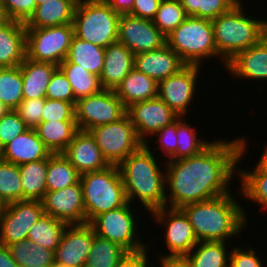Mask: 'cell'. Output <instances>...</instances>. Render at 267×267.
<instances>
[{
    "mask_svg": "<svg viewBox=\"0 0 267 267\" xmlns=\"http://www.w3.org/2000/svg\"><path fill=\"white\" fill-rule=\"evenodd\" d=\"M239 1L227 13L212 20L214 42L222 64L263 39V20L245 15ZM251 17V18H250Z\"/></svg>",
    "mask_w": 267,
    "mask_h": 267,
    "instance_id": "cell-4",
    "label": "cell"
},
{
    "mask_svg": "<svg viewBox=\"0 0 267 267\" xmlns=\"http://www.w3.org/2000/svg\"><path fill=\"white\" fill-rule=\"evenodd\" d=\"M28 127L15 110H9L0 118V150Z\"/></svg>",
    "mask_w": 267,
    "mask_h": 267,
    "instance_id": "cell-45",
    "label": "cell"
},
{
    "mask_svg": "<svg viewBox=\"0 0 267 267\" xmlns=\"http://www.w3.org/2000/svg\"><path fill=\"white\" fill-rule=\"evenodd\" d=\"M118 42L136 55L162 48L166 45V37L153 20L124 14L119 18Z\"/></svg>",
    "mask_w": 267,
    "mask_h": 267,
    "instance_id": "cell-15",
    "label": "cell"
},
{
    "mask_svg": "<svg viewBox=\"0 0 267 267\" xmlns=\"http://www.w3.org/2000/svg\"><path fill=\"white\" fill-rule=\"evenodd\" d=\"M51 154L35 129L31 128L14 137L0 150V158L15 165L43 160Z\"/></svg>",
    "mask_w": 267,
    "mask_h": 267,
    "instance_id": "cell-21",
    "label": "cell"
},
{
    "mask_svg": "<svg viewBox=\"0 0 267 267\" xmlns=\"http://www.w3.org/2000/svg\"><path fill=\"white\" fill-rule=\"evenodd\" d=\"M226 247L225 241H200L180 262L184 267H229Z\"/></svg>",
    "mask_w": 267,
    "mask_h": 267,
    "instance_id": "cell-28",
    "label": "cell"
},
{
    "mask_svg": "<svg viewBox=\"0 0 267 267\" xmlns=\"http://www.w3.org/2000/svg\"><path fill=\"white\" fill-rule=\"evenodd\" d=\"M114 91L127 109L134 103L157 97L158 82L133 68Z\"/></svg>",
    "mask_w": 267,
    "mask_h": 267,
    "instance_id": "cell-27",
    "label": "cell"
},
{
    "mask_svg": "<svg viewBox=\"0 0 267 267\" xmlns=\"http://www.w3.org/2000/svg\"><path fill=\"white\" fill-rule=\"evenodd\" d=\"M162 0H134L132 16L153 20Z\"/></svg>",
    "mask_w": 267,
    "mask_h": 267,
    "instance_id": "cell-50",
    "label": "cell"
},
{
    "mask_svg": "<svg viewBox=\"0 0 267 267\" xmlns=\"http://www.w3.org/2000/svg\"><path fill=\"white\" fill-rule=\"evenodd\" d=\"M74 37L73 23L44 28H26V58L59 66Z\"/></svg>",
    "mask_w": 267,
    "mask_h": 267,
    "instance_id": "cell-9",
    "label": "cell"
},
{
    "mask_svg": "<svg viewBox=\"0 0 267 267\" xmlns=\"http://www.w3.org/2000/svg\"><path fill=\"white\" fill-rule=\"evenodd\" d=\"M51 121H76L75 106L72 103L63 100L45 98L42 122Z\"/></svg>",
    "mask_w": 267,
    "mask_h": 267,
    "instance_id": "cell-44",
    "label": "cell"
},
{
    "mask_svg": "<svg viewBox=\"0 0 267 267\" xmlns=\"http://www.w3.org/2000/svg\"><path fill=\"white\" fill-rule=\"evenodd\" d=\"M187 17L188 15L179 0H162L153 23L166 37Z\"/></svg>",
    "mask_w": 267,
    "mask_h": 267,
    "instance_id": "cell-41",
    "label": "cell"
},
{
    "mask_svg": "<svg viewBox=\"0 0 267 267\" xmlns=\"http://www.w3.org/2000/svg\"><path fill=\"white\" fill-rule=\"evenodd\" d=\"M257 166L261 170L267 172V144L265 145L264 150L262 152V155H261L259 161L257 162Z\"/></svg>",
    "mask_w": 267,
    "mask_h": 267,
    "instance_id": "cell-54",
    "label": "cell"
},
{
    "mask_svg": "<svg viewBox=\"0 0 267 267\" xmlns=\"http://www.w3.org/2000/svg\"><path fill=\"white\" fill-rule=\"evenodd\" d=\"M8 18L6 16L5 10L3 8L2 1L0 0V24L7 21Z\"/></svg>",
    "mask_w": 267,
    "mask_h": 267,
    "instance_id": "cell-56",
    "label": "cell"
},
{
    "mask_svg": "<svg viewBox=\"0 0 267 267\" xmlns=\"http://www.w3.org/2000/svg\"><path fill=\"white\" fill-rule=\"evenodd\" d=\"M240 169L238 167L237 176L241 178L242 188H239L238 192H241L244 199L252 200V203L258 202L264 209H267V172L257 165L251 171Z\"/></svg>",
    "mask_w": 267,
    "mask_h": 267,
    "instance_id": "cell-37",
    "label": "cell"
},
{
    "mask_svg": "<svg viewBox=\"0 0 267 267\" xmlns=\"http://www.w3.org/2000/svg\"><path fill=\"white\" fill-rule=\"evenodd\" d=\"M42 204L44 214L61 220L68 225L86 223L84 198L80 181L57 191H46Z\"/></svg>",
    "mask_w": 267,
    "mask_h": 267,
    "instance_id": "cell-17",
    "label": "cell"
},
{
    "mask_svg": "<svg viewBox=\"0 0 267 267\" xmlns=\"http://www.w3.org/2000/svg\"><path fill=\"white\" fill-rule=\"evenodd\" d=\"M9 20L25 23L36 9L35 0H1Z\"/></svg>",
    "mask_w": 267,
    "mask_h": 267,
    "instance_id": "cell-47",
    "label": "cell"
},
{
    "mask_svg": "<svg viewBox=\"0 0 267 267\" xmlns=\"http://www.w3.org/2000/svg\"><path fill=\"white\" fill-rule=\"evenodd\" d=\"M0 199L5 204L23 200V188L18 165L2 160L1 158Z\"/></svg>",
    "mask_w": 267,
    "mask_h": 267,
    "instance_id": "cell-40",
    "label": "cell"
},
{
    "mask_svg": "<svg viewBox=\"0 0 267 267\" xmlns=\"http://www.w3.org/2000/svg\"><path fill=\"white\" fill-rule=\"evenodd\" d=\"M138 138L145 144L147 138L160 129L175 122L179 117L158 96L146 101L132 104L127 108Z\"/></svg>",
    "mask_w": 267,
    "mask_h": 267,
    "instance_id": "cell-16",
    "label": "cell"
},
{
    "mask_svg": "<svg viewBox=\"0 0 267 267\" xmlns=\"http://www.w3.org/2000/svg\"><path fill=\"white\" fill-rule=\"evenodd\" d=\"M127 251L112 241L95 234L85 267H117Z\"/></svg>",
    "mask_w": 267,
    "mask_h": 267,
    "instance_id": "cell-36",
    "label": "cell"
},
{
    "mask_svg": "<svg viewBox=\"0 0 267 267\" xmlns=\"http://www.w3.org/2000/svg\"><path fill=\"white\" fill-rule=\"evenodd\" d=\"M180 209L188 217L198 242H227L232 236L241 234L249 220L243 206L231 192L206 201L189 203Z\"/></svg>",
    "mask_w": 267,
    "mask_h": 267,
    "instance_id": "cell-2",
    "label": "cell"
},
{
    "mask_svg": "<svg viewBox=\"0 0 267 267\" xmlns=\"http://www.w3.org/2000/svg\"><path fill=\"white\" fill-rule=\"evenodd\" d=\"M126 113L127 109L115 91L109 89L81 98L75 104V120L82 131L115 122Z\"/></svg>",
    "mask_w": 267,
    "mask_h": 267,
    "instance_id": "cell-11",
    "label": "cell"
},
{
    "mask_svg": "<svg viewBox=\"0 0 267 267\" xmlns=\"http://www.w3.org/2000/svg\"><path fill=\"white\" fill-rule=\"evenodd\" d=\"M134 68L157 82L179 73L187 64L167 44L134 55Z\"/></svg>",
    "mask_w": 267,
    "mask_h": 267,
    "instance_id": "cell-20",
    "label": "cell"
},
{
    "mask_svg": "<svg viewBox=\"0 0 267 267\" xmlns=\"http://www.w3.org/2000/svg\"><path fill=\"white\" fill-rule=\"evenodd\" d=\"M247 146L244 137L230 141L218 139L197 155L167 161L163 168L166 191H169L166 207L181 208L230 193L228 186L238 173L236 168Z\"/></svg>",
    "mask_w": 267,
    "mask_h": 267,
    "instance_id": "cell-1",
    "label": "cell"
},
{
    "mask_svg": "<svg viewBox=\"0 0 267 267\" xmlns=\"http://www.w3.org/2000/svg\"><path fill=\"white\" fill-rule=\"evenodd\" d=\"M200 65H187L179 73L158 82V97L162 99L178 117H186L188 107L194 100Z\"/></svg>",
    "mask_w": 267,
    "mask_h": 267,
    "instance_id": "cell-14",
    "label": "cell"
},
{
    "mask_svg": "<svg viewBox=\"0 0 267 267\" xmlns=\"http://www.w3.org/2000/svg\"><path fill=\"white\" fill-rule=\"evenodd\" d=\"M25 59V24L8 19L0 24V68L20 66Z\"/></svg>",
    "mask_w": 267,
    "mask_h": 267,
    "instance_id": "cell-23",
    "label": "cell"
},
{
    "mask_svg": "<svg viewBox=\"0 0 267 267\" xmlns=\"http://www.w3.org/2000/svg\"><path fill=\"white\" fill-rule=\"evenodd\" d=\"M51 267H67V266L62 265V264L54 263Z\"/></svg>",
    "mask_w": 267,
    "mask_h": 267,
    "instance_id": "cell-61",
    "label": "cell"
},
{
    "mask_svg": "<svg viewBox=\"0 0 267 267\" xmlns=\"http://www.w3.org/2000/svg\"><path fill=\"white\" fill-rule=\"evenodd\" d=\"M232 77L250 80H267V43L262 39L236 54L225 67Z\"/></svg>",
    "mask_w": 267,
    "mask_h": 267,
    "instance_id": "cell-22",
    "label": "cell"
},
{
    "mask_svg": "<svg viewBox=\"0 0 267 267\" xmlns=\"http://www.w3.org/2000/svg\"><path fill=\"white\" fill-rule=\"evenodd\" d=\"M153 153L146 142L118 165L128 202L138 198L149 214L166 207L165 172Z\"/></svg>",
    "mask_w": 267,
    "mask_h": 267,
    "instance_id": "cell-3",
    "label": "cell"
},
{
    "mask_svg": "<svg viewBox=\"0 0 267 267\" xmlns=\"http://www.w3.org/2000/svg\"><path fill=\"white\" fill-rule=\"evenodd\" d=\"M104 57L105 48L74 35L67 56L62 63L77 64L87 72L100 77L104 67Z\"/></svg>",
    "mask_w": 267,
    "mask_h": 267,
    "instance_id": "cell-29",
    "label": "cell"
},
{
    "mask_svg": "<svg viewBox=\"0 0 267 267\" xmlns=\"http://www.w3.org/2000/svg\"><path fill=\"white\" fill-rule=\"evenodd\" d=\"M46 98L52 100H63L72 103L74 106L76 104L71 84L59 68L55 70L50 78L49 85L46 90Z\"/></svg>",
    "mask_w": 267,
    "mask_h": 267,
    "instance_id": "cell-43",
    "label": "cell"
},
{
    "mask_svg": "<svg viewBox=\"0 0 267 267\" xmlns=\"http://www.w3.org/2000/svg\"><path fill=\"white\" fill-rule=\"evenodd\" d=\"M161 267H184L180 261H159Z\"/></svg>",
    "mask_w": 267,
    "mask_h": 267,
    "instance_id": "cell-55",
    "label": "cell"
},
{
    "mask_svg": "<svg viewBox=\"0 0 267 267\" xmlns=\"http://www.w3.org/2000/svg\"><path fill=\"white\" fill-rule=\"evenodd\" d=\"M185 117H179L176 120L177 149L176 160L187 158L201 153L212 142L206 141L200 137L197 138L196 128L186 122Z\"/></svg>",
    "mask_w": 267,
    "mask_h": 267,
    "instance_id": "cell-39",
    "label": "cell"
},
{
    "mask_svg": "<svg viewBox=\"0 0 267 267\" xmlns=\"http://www.w3.org/2000/svg\"><path fill=\"white\" fill-rule=\"evenodd\" d=\"M132 205L127 202L124 206L104 212L96 216L89 224L96 235L108 239L124 248L128 253L142 251L149 246L141 243L140 235L137 234L138 222L131 209ZM138 235V236H137Z\"/></svg>",
    "mask_w": 267,
    "mask_h": 267,
    "instance_id": "cell-8",
    "label": "cell"
},
{
    "mask_svg": "<svg viewBox=\"0 0 267 267\" xmlns=\"http://www.w3.org/2000/svg\"><path fill=\"white\" fill-rule=\"evenodd\" d=\"M86 223L96 216L124 206L128 200L118 165L81 174Z\"/></svg>",
    "mask_w": 267,
    "mask_h": 267,
    "instance_id": "cell-5",
    "label": "cell"
},
{
    "mask_svg": "<svg viewBox=\"0 0 267 267\" xmlns=\"http://www.w3.org/2000/svg\"><path fill=\"white\" fill-rule=\"evenodd\" d=\"M5 203L0 199V215L3 213Z\"/></svg>",
    "mask_w": 267,
    "mask_h": 267,
    "instance_id": "cell-59",
    "label": "cell"
},
{
    "mask_svg": "<svg viewBox=\"0 0 267 267\" xmlns=\"http://www.w3.org/2000/svg\"><path fill=\"white\" fill-rule=\"evenodd\" d=\"M263 40L267 43V20L263 22Z\"/></svg>",
    "mask_w": 267,
    "mask_h": 267,
    "instance_id": "cell-58",
    "label": "cell"
},
{
    "mask_svg": "<svg viewBox=\"0 0 267 267\" xmlns=\"http://www.w3.org/2000/svg\"><path fill=\"white\" fill-rule=\"evenodd\" d=\"M35 1H36V6H37V5L43 4L47 0H35Z\"/></svg>",
    "mask_w": 267,
    "mask_h": 267,
    "instance_id": "cell-60",
    "label": "cell"
},
{
    "mask_svg": "<svg viewBox=\"0 0 267 267\" xmlns=\"http://www.w3.org/2000/svg\"><path fill=\"white\" fill-rule=\"evenodd\" d=\"M157 136L158 140L157 150H162L163 155L167 156L166 161L176 160V149H177V136H176V121L172 124L165 126L154 134V137Z\"/></svg>",
    "mask_w": 267,
    "mask_h": 267,
    "instance_id": "cell-48",
    "label": "cell"
},
{
    "mask_svg": "<svg viewBox=\"0 0 267 267\" xmlns=\"http://www.w3.org/2000/svg\"><path fill=\"white\" fill-rule=\"evenodd\" d=\"M58 68L71 84L75 101L96 94L103 89L98 75L87 72L77 64L61 63Z\"/></svg>",
    "mask_w": 267,
    "mask_h": 267,
    "instance_id": "cell-35",
    "label": "cell"
},
{
    "mask_svg": "<svg viewBox=\"0 0 267 267\" xmlns=\"http://www.w3.org/2000/svg\"><path fill=\"white\" fill-rule=\"evenodd\" d=\"M80 176L81 174L62 153H52L48 157L47 191H57L74 185L80 181Z\"/></svg>",
    "mask_w": 267,
    "mask_h": 267,
    "instance_id": "cell-33",
    "label": "cell"
},
{
    "mask_svg": "<svg viewBox=\"0 0 267 267\" xmlns=\"http://www.w3.org/2000/svg\"><path fill=\"white\" fill-rule=\"evenodd\" d=\"M18 167L23 188V200L42 201L47 191L48 158L21 164Z\"/></svg>",
    "mask_w": 267,
    "mask_h": 267,
    "instance_id": "cell-31",
    "label": "cell"
},
{
    "mask_svg": "<svg viewBox=\"0 0 267 267\" xmlns=\"http://www.w3.org/2000/svg\"><path fill=\"white\" fill-rule=\"evenodd\" d=\"M0 267H19L12 258L8 247L0 243Z\"/></svg>",
    "mask_w": 267,
    "mask_h": 267,
    "instance_id": "cell-53",
    "label": "cell"
},
{
    "mask_svg": "<svg viewBox=\"0 0 267 267\" xmlns=\"http://www.w3.org/2000/svg\"><path fill=\"white\" fill-rule=\"evenodd\" d=\"M44 214L42 201L20 200L5 204L0 215V243L27 239L30 228Z\"/></svg>",
    "mask_w": 267,
    "mask_h": 267,
    "instance_id": "cell-13",
    "label": "cell"
},
{
    "mask_svg": "<svg viewBox=\"0 0 267 267\" xmlns=\"http://www.w3.org/2000/svg\"><path fill=\"white\" fill-rule=\"evenodd\" d=\"M148 249L146 248L139 252L127 253V255L120 261L117 267H153L149 263ZM155 267V266H154Z\"/></svg>",
    "mask_w": 267,
    "mask_h": 267,
    "instance_id": "cell-51",
    "label": "cell"
},
{
    "mask_svg": "<svg viewBox=\"0 0 267 267\" xmlns=\"http://www.w3.org/2000/svg\"><path fill=\"white\" fill-rule=\"evenodd\" d=\"M94 239L89 223L67 225L54 252L55 263L67 267H85Z\"/></svg>",
    "mask_w": 267,
    "mask_h": 267,
    "instance_id": "cell-18",
    "label": "cell"
},
{
    "mask_svg": "<svg viewBox=\"0 0 267 267\" xmlns=\"http://www.w3.org/2000/svg\"><path fill=\"white\" fill-rule=\"evenodd\" d=\"M89 132L110 165H119L144 144L127 113L119 120L92 128Z\"/></svg>",
    "mask_w": 267,
    "mask_h": 267,
    "instance_id": "cell-10",
    "label": "cell"
},
{
    "mask_svg": "<svg viewBox=\"0 0 267 267\" xmlns=\"http://www.w3.org/2000/svg\"><path fill=\"white\" fill-rule=\"evenodd\" d=\"M35 131L51 153H62L79 131L76 121L41 122Z\"/></svg>",
    "mask_w": 267,
    "mask_h": 267,
    "instance_id": "cell-30",
    "label": "cell"
},
{
    "mask_svg": "<svg viewBox=\"0 0 267 267\" xmlns=\"http://www.w3.org/2000/svg\"><path fill=\"white\" fill-rule=\"evenodd\" d=\"M62 154L80 174L110 166L89 131L79 130Z\"/></svg>",
    "mask_w": 267,
    "mask_h": 267,
    "instance_id": "cell-19",
    "label": "cell"
},
{
    "mask_svg": "<svg viewBox=\"0 0 267 267\" xmlns=\"http://www.w3.org/2000/svg\"><path fill=\"white\" fill-rule=\"evenodd\" d=\"M19 267H51L55 263L54 251L24 239L7 246Z\"/></svg>",
    "mask_w": 267,
    "mask_h": 267,
    "instance_id": "cell-32",
    "label": "cell"
},
{
    "mask_svg": "<svg viewBox=\"0 0 267 267\" xmlns=\"http://www.w3.org/2000/svg\"><path fill=\"white\" fill-rule=\"evenodd\" d=\"M254 249L250 246L248 250L238 246L232 247L229 255V267H264Z\"/></svg>",
    "mask_w": 267,
    "mask_h": 267,
    "instance_id": "cell-49",
    "label": "cell"
},
{
    "mask_svg": "<svg viewBox=\"0 0 267 267\" xmlns=\"http://www.w3.org/2000/svg\"><path fill=\"white\" fill-rule=\"evenodd\" d=\"M134 54L118 41L105 48L104 67L100 75L103 89L115 90L134 68Z\"/></svg>",
    "mask_w": 267,
    "mask_h": 267,
    "instance_id": "cell-24",
    "label": "cell"
},
{
    "mask_svg": "<svg viewBox=\"0 0 267 267\" xmlns=\"http://www.w3.org/2000/svg\"><path fill=\"white\" fill-rule=\"evenodd\" d=\"M79 0H47L37 5L33 14L24 23L26 28H44L73 23Z\"/></svg>",
    "mask_w": 267,
    "mask_h": 267,
    "instance_id": "cell-25",
    "label": "cell"
},
{
    "mask_svg": "<svg viewBox=\"0 0 267 267\" xmlns=\"http://www.w3.org/2000/svg\"><path fill=\"white\" fill-rule=\"evenodd\" d=\"M157 223L165 225L166 245L169 254L160 261H180L198 243L188 217L180 208L163 207L150 213ZM165 221V222H164Z\"/></svg>",
    "mask_w": 267,
    "mask_h": 267,
    "instance_id": "cell-12",
    "label": "cell"
},
{
    "mask_svg": "<svg viewBox=\"0 0 267 267\" xmlns=\"http://www.w3.org/2000/svg\"><path fill=\"white\" fill-rule=\"evenodd\" d=\"M0 101L9 110H15L23 101L20 66L0 68Z\"/></svg>",
    "mask_w": 267,
    "mask_h": 267,
    "instance_id": "cell-38",
    "label": "cell"
},
{
    "mask_svg": "<svg viewBox=\"0 0 267 267\" xmlns=\"http://www.w3.org/2000/svg\"><path fill=\"white\" fill-rule=\"evenodd\" d=\"M188 16L214 20L227 13L240 0H179Z\"/></svg>",
    "mask_w": 267,
    "mask_h": 267,
    "instance_id": "cell-42",
    "label": "cell"
},
{
    "mask_svg": "<svg viewBox=\"0 0 267 267\" xmlns=\"http://www.w3.org/2000/svg\"><path fill=\"white\" fill-rule=\"evenodd\" d=\"M45 98L23 100L15 111L28 128L35 129L42 122Z\"/></svg>",
    "mask_w": 267,
    "mask_h": 267,
    "instance_id": "cell-46",
    "label": "cell"
},
{
    "mask_svg": "<svg viewBox=\"0 0 267 267\" xmlns=\"http://www.w3.org/2000/svg\"><path fill=\"white\" fill-rule=\"evenodd\" d=\"M111 8L119 15L129 14L132 11L134 0H106Z\"/></svg>",
    "mask_w": 267,
    "mask_h": 267,
    "instance_id": "cell-52",
    "label": "cell"
},
{
    "mask_svg": "<svg viewBox=\"0 0 267 267\" xmlns=\"http://www.w3.org/2000/svg\"><path fill=\"white\" fill-rule=\"evenodd\" d=\"M8 111L9 109L0 101V118Z\"/></svg>",
    "mask_w": 267,
    "mask_h": 267,
    "instance_id": "cell-57",
    "label": "cell"
},
{
    "mask_svg": "<svg viewBox=\"0 0 267 267\" xmlns=\"http://www.w3.org/2000/svg\"><path fill=\"white\" fill-rule=\"evenodd\" d=\"M166 44L187 65H200L205 58L219 57L214 42L212 21L188 16L166 36Z\"/></svg>",
    "mask_w": 267,
    "mask_h": 267,
    "instance_id": "cell-7",
    "label": "cell"
},
{
    "mask_svg": "<svg viewBox=\"0 0 267 267\" xmlns=\"http://www.w3.org/2000/svg\"><path fill=\"white\" fill-rule=\"evenodd\" d=\"M58 68L50 62H37L26 58L20 65L23 81V100L46 98L50 78Z\"/></svg>",
    "mask_w": 267,
    "mask_h": 267,
    "instance_id": "cell-26",
    "label": "cell"
},
{
    "mask_svg": "<svg viewBox=\"0 0 267 267\" xmlns=\"http://www.w3.org/2000/svg\"><path fill=\"white\" fill-rule=\"evenodd\" d=\"M119 18L106 0H79L73 17L74 35L106 48L118 41Z\"/></svg>",
    "mask_w": 267,
    "mask_h": 267,
    "instance_id": "cell-6",
    "label": "cell"
},
{
    "mask_svg": "<svg viewBox=\"0 0 267 267\" xmlns=\"http://www.w3.org/2000/svg\"><path fill=\"white\" fill-rule=\"evenodd\" d=\"M67 223L43 214L30 228L27 239L55 252Z\"/></svg>",
    "mask_w": 267,
    "mask_h": 267,
    "instance_id": "cell-34",
    "label": "cell"
}]
</instances>
